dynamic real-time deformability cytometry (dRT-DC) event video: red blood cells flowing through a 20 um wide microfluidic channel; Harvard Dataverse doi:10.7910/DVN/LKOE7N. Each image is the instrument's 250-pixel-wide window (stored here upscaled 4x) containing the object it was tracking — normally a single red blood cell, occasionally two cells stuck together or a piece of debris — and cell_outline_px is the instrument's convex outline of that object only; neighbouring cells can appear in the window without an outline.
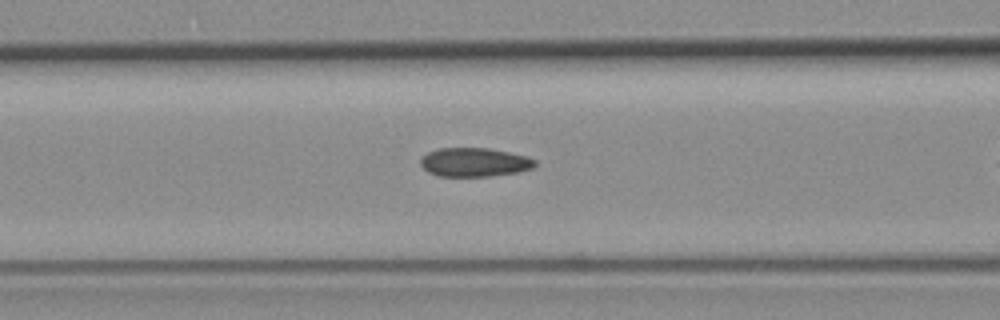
{"species": "common noctule bat (a hibernating species)", "species_latin": "Nyctalus noctula", "temperature_condition": "room temperature", "stored_images_in_passage": 39, "camera_frame_rate_fps": 3000, "um_per_image_px": 0.085, "animal": {"sex": "female", "body_mass_g": 19.3, "forearm_length_mm": 54.1}, "frame": {"image": 1, "passage_image": 18, "time_ms": 5.667, "image_size_px": [1000, 320], "cell_outline_px": [[536, 164], [532, 168], [520, 172], [492, 176], [436, 176], [428, 172], [420, 164], [420, 160], [428, 152], [440, 148], [488, 148], [528, 156], [536, 160]], "centroid_in_image_um": [40.35, 13.79], "position_along_channel_um": 126.3, "area_um2": 19.31}}
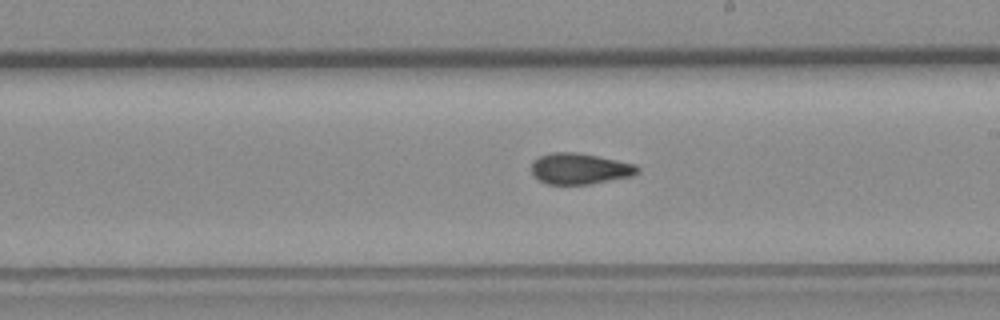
{"frame": {"image": 2, "passage_image": 27, "time_ms": 8.667, "image_size_px": [1000, 320], "cell_outline_px": [[640, 172], [632, 176], [588, 184], [548, 184], [540, 180], [532, 172], [532, 160], [540, 156], [552, 152], [576, 152], [636, 164], [640, 168]], "centroid_in_image_um": [49.3, 14.33], "position_along_channel_um": 239.7, "area_um2": 19.02}}
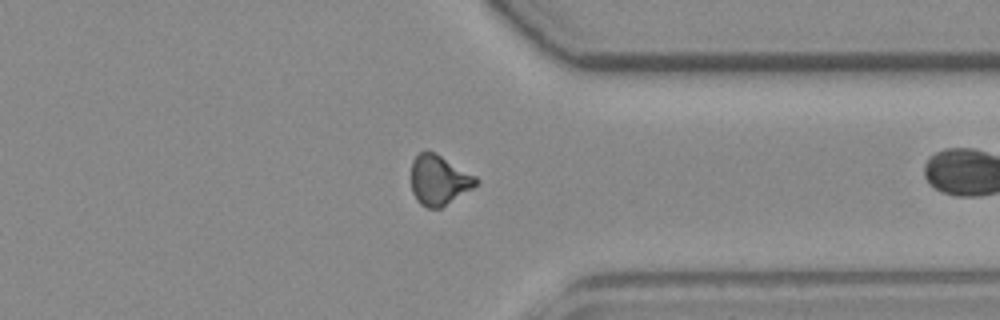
{"frame": {"image": 3, "passage_image": 38, "time_ms": 12.333, "image_size_px": [1000, 320], "cell_outline_px": [[480, 180], [472, 188], [440, 208], [428, 208], [420, 204], [416, 200], [412, 192], [412, 160], [420, 152], [436, 152], [476, 176]], "centroid_in_image_um": [37.31, 15.3], "position_along_channel_um": 374.1, "area_um2": 18.73}}